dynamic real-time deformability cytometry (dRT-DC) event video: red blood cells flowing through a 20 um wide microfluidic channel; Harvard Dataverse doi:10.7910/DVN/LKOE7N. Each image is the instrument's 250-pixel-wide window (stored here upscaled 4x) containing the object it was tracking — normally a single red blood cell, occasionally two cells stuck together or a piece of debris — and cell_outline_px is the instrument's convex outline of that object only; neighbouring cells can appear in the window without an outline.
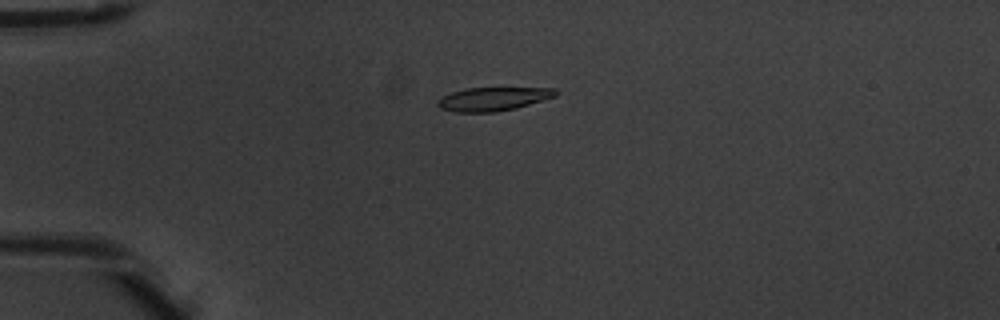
{"species": "common noctule bat (a hibernating species)", "species_latin": "Nyctalus noctula", "temperature_condition": "warm", "stored_images_in_passage": 5, "camera_frame_rate_fps": 3000, "um_per_image_px": 0.085, "animal": {"sex": "male", "body_mass_g": 20.1, "forearm_length_mm": 53.5}, "frame": {"image": 1, "passage_image": 4, "time_ms": 1.0, "image_size_px": [1000, 320], "cell_outline_px": [[556, 96], [516, 108], [496, 112], [452, 112], [440, 108], [436, 104], [440, 96], [464, 88], [556, 88]], "centroid_in_image_um": [41.85, 8.41], "position_along_channel_um": 43.1, "area_um2": 16.24}}